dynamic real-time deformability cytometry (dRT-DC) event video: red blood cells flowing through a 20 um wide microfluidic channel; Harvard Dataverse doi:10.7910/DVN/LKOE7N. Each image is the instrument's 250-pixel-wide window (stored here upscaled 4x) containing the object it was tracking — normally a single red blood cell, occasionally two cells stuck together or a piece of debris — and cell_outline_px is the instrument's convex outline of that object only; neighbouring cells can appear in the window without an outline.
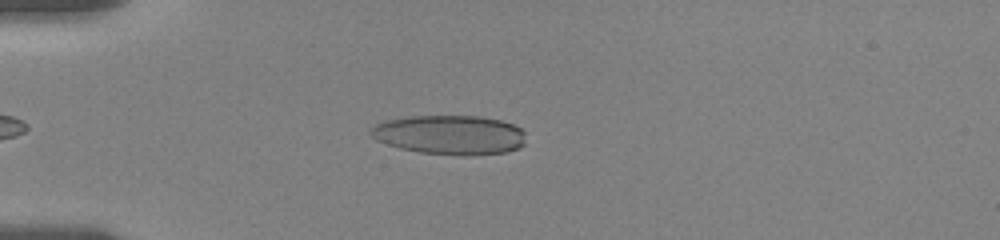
{"species": "human", "species_latin": "Homo sapiens", "temperature_condition": "room temperature", "stored_images_in_passage": 21, "camera_frame_rate_fps": 3000, "um_per_image_px": 0.085, "donor": {"sex": "female"}, "frame": {"image": 1, "passage_image": 8, "time_ms": 2.667, "image_size_px": [1000, 240], "cell_outline_px": [[524, 144], [520, 148], [504, 152], [472, 156], [460, 156], [420, 152], [400, 148], [376, 140], [368, 132], [376, 124], [384, 120], [412, 116], [480, 116], [500, 120], [512, 124], [520, 128], [524, 132]], "centroid_in_image_um": [38.24, 11.47], "position_along_channel_um": 46.8, "area_um2": 35.72}}
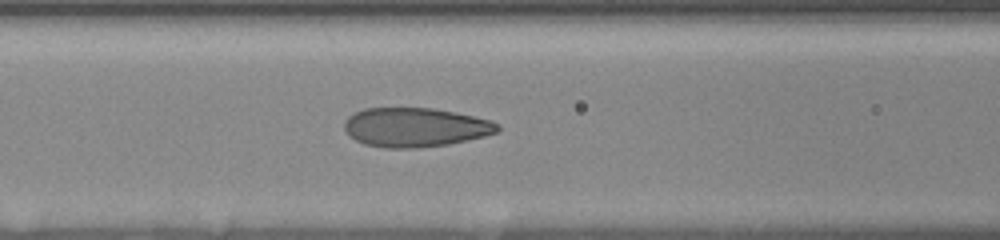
{"frame": {"image": 2, "passage_image": 17, "time_ms": 5.667, "image_size_px": [1000, 240], "cell_outline_px": [[500, 128], [496, 132], [484, 136], [448, 144], [412, 148], [384, 148], [364, 144], [348, 136], [344, 128], [344, 120], [348, 116], [364, 108], [432, 108], [492, 120], [500, 124]], "centroid_in_image_um": [35.26, 10.82], "position_along_channel_um": 131.3, "area_um2": 34.91}}
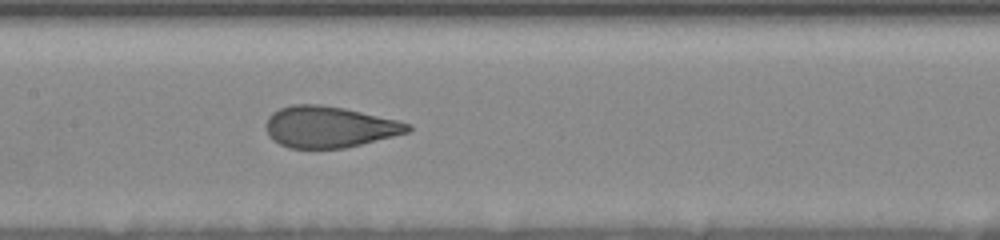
{"frame": {"image": 3, "passage_image": 21, "time_ms": 7.0, "image_size_px": [1000, 240], "cell_outline_px": [[412, 128], [408, 132], [344, 148], [288, 148], [272, 140], [268, 136], [268, 116], [272, 112], [280, 108], [292, 104], [320, 104], [344, 108], [400, 120], [412, 124]], "centroid_in_image_um": [28.0, 10.78], "position_along_channel_um": 179.4, "area_um2": 34.04}}